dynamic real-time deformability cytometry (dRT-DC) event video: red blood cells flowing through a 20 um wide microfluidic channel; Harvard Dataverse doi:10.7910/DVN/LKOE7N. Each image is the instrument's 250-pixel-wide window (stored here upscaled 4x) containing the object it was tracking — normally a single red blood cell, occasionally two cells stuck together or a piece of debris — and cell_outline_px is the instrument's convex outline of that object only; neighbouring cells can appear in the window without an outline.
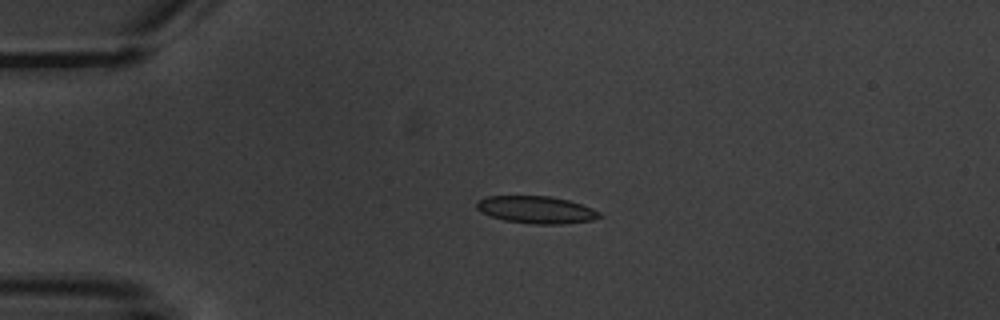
{"species": "common noctule bat (a hibernating species)", "species_latin": "Nyctalus noctula", "temperature_condition": "warm", "stored_images_in_passage": 4, "camera_frame_rate_fps": 3000, "um_per_image_px": 0.085, "animal": {"sex": "male", "body_mass_g": 20.1, "forearm_length_mm": 53.5}, "frame": {"image": 1, "passage_image": 3, "time_ms": 2.333, "image_size_px": [1000, 320], "cell_outline_px": [[604, 216], [592, 220], [560, 224], [532, 224], [504, 220], [480, 212], [476, 208], [476, 200], [488, 196], [552, 196], [568, 200], [592, 208], [600, 212]], "centroid_in_image_um": [45.57, 17.82], "position_along_channel_um": 39.4, "area_um2": 19.59}}